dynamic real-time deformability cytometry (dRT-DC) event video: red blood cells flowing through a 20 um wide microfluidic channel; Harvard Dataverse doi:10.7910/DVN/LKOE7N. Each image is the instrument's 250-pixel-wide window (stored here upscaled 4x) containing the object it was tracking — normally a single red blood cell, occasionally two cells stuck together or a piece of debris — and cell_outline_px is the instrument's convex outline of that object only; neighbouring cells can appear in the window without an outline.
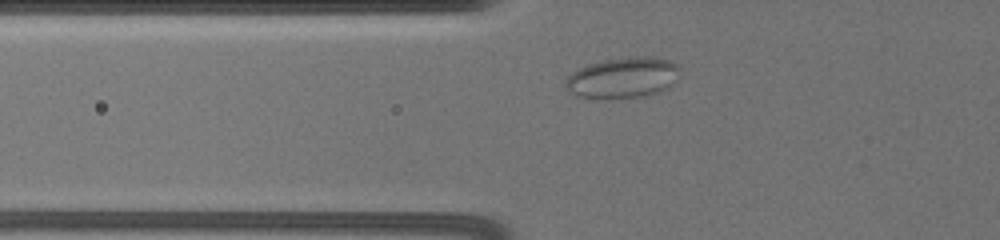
{"species": "common noctule bat (a hibernating species)", "species_latin": "Nyctalus noctula", "temperature_condition": "warm", "stored_images_in_passage": 20, "camera_frame_rate_fps": 3000, "um_per_image_px": 0.085, "animal": {"sex": "female", "body_mass_g": 19.5, "forearm_length_mm": 54.1}, "frame": {"image": 1, "passage_image": 3, "time_ms": 1.667, "image_size_px": [1000, 240], "cell_outline_px": [[680, 68], [676, 80], [668, 88], [660, 92], [644, 96], [600, 100], [596, 100], [576, 96], [568, 88], [564, 80], [572, 72], [588, 64], [604, 60], [636, 56], [640, 56], [668, 60], [676, 64]], "centroid_in_image_um": [52.92, 6.64], "position_along_channel_um": 72.9, "area_um2": 27.34}}
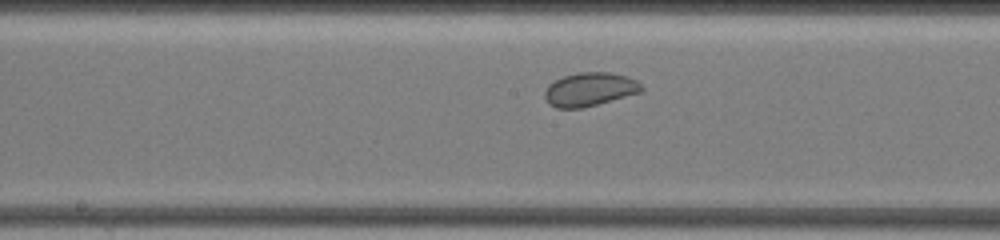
{"frame": {"image": 2, "passage_image": 9, "time_ms": 5.333, "image_size_px": [1000, 240], "cell_outline_px": [[644, 88], [640, 92], [596, 104], [580, 108], [556, 108], [548, 104], [544, 96], [544, 92], [548, 84], [564, 76], [580, 72], [608, 72], [628, 76], [636, 80]], "centroid_in_image_um": [50.09, 7.59], "position_along_channel_um": 198.1, "area_um2": 18.79}}
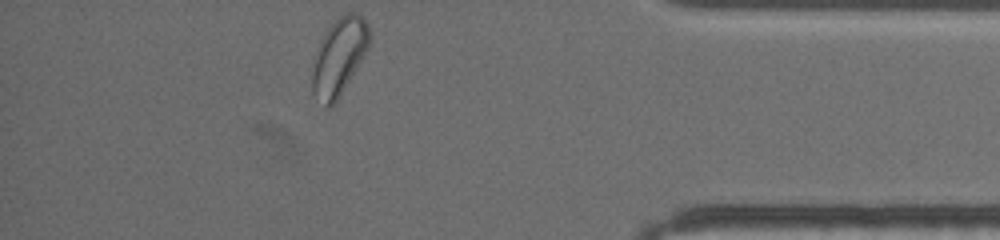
{"frame": {"image": 3, "passage_image": 20, "time_ms": 12.0, "image_size_px": [1000, 240], "cell_outline_px": [[372, 40], [368, 48], [336, 100], [328, 108], [312, 92], [312, 72], [316, 48], [324, 32], [340, 16], [348, 12], [356, 12], [364, 16], [368, 24]], "centroid_in_image_um": [28.83, 4.73], "position_along_channel_um": 406.4, "area_um2": 25.32}, "authors_computed_cell_mechanics": {"area_um2": 19.1318, "velocity_mm_per_s": 3.5153, "shape_relaxation_time_tau1_ms": null, "shape_relaxation_time_tau2_ms": 2.9634, "deformation_change_tau1": null, "deformation_change_tau2": 0.0511}}